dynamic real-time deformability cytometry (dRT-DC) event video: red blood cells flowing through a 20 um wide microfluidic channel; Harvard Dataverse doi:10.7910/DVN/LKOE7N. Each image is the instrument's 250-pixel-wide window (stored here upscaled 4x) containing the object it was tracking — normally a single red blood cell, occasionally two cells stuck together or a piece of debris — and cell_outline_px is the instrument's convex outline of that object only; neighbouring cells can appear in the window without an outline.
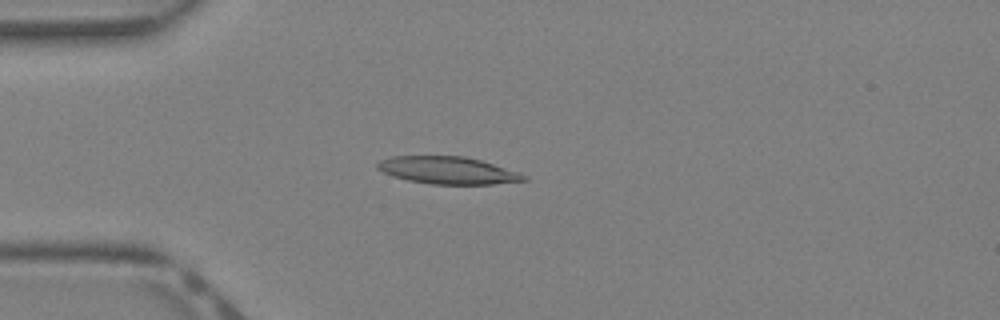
{"species": "Egyptian fruit bat (a non-hibernating species)", "species_latin": "Rousettus aegyptiacus", "temperature_condition": "warm", "stored_images_in_passage": 37, "camera_frame_rate_fps": 3000, "um_per_image_px": 0.085, "animal": {"sex": "female"}, "frame": {"image": 1, "passage_image": 8, "time_ms": 2.333, "image_size_px": [1000, 320], "cell_outline_px": [[528, 180], [492, 184], [432, 184], [408, 180], [392, 176], [376, 168], [376, 164], [380, 160], [392, 156], [464, 156], [480, 160], [520, 172], [528, 176]], "centroid_in_image_um": [38.08, 14.48], "position_along_channel_um": 46.9, "area_um2": 23.29}}
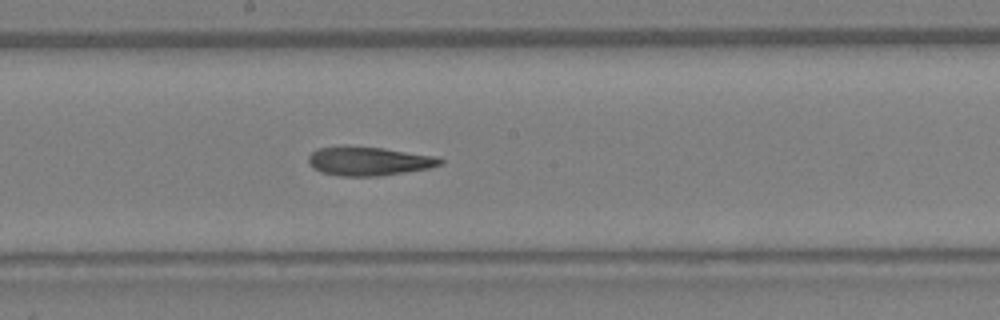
{"frame": {"image": 2, "passage_image": 19, "time_ms": 6.0, "image_size_px": [1000, 320], "cell_outline_px": [[444, 164], [428, 168], [380, 176], [340, 176], [320, 172], [312, 168], [308, 164], [308, 156], [316, 148], [340, 144], [348, 144], [384, 148], [436, 156], [444, 160]], "centroid_in_image_um": [31.28, 13.66], "position_along_channel_um": 216.9, "area_um2": 22.83}}
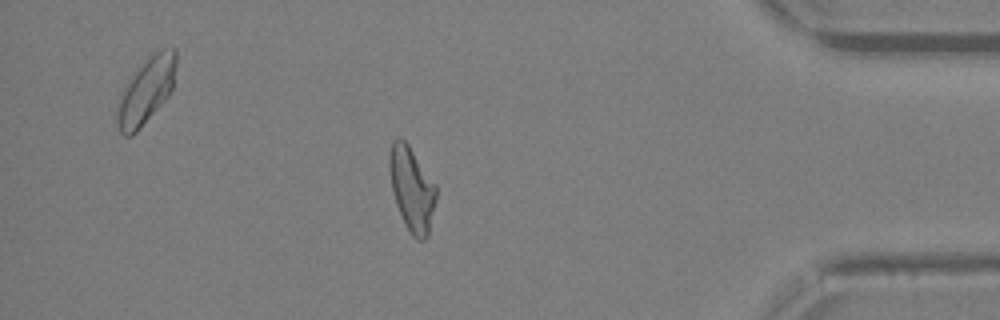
{"frame": {"image": 3, "passage_image": 32, "time_ms": 10.333, "image_size_px": [1000, 320], "cell_outline_px": [[436, 200], [428, 236], [424, 240], [416, 240], [412, 236], [404, 224], [396, 204], [392, 192], [388, 168], [388, 156], [392, 140], [400, 136], [408, 144], [436, 184]], "centroid_in_image_um": [34.98, 16.05], "position_along_channel_um": 400.2, "area_um2": 23.29}}